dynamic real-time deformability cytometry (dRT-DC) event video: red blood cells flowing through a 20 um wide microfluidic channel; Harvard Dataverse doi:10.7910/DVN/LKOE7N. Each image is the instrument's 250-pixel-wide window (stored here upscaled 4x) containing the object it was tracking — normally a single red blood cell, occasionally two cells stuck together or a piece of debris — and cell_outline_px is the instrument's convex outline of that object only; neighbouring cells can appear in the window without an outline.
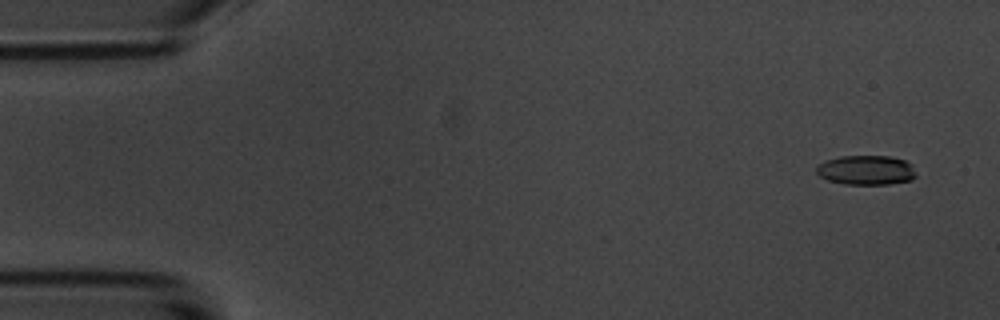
{"species": "common noctule bat (a hibernating species)", "species_latin": "Nyctalus noctula", "temperature_condition": "room temperature", "stored_images_in_passage": 56, "camera_frame_rate_fps": 3000, "um_per_image_px": 0.085, "animal": {"sex": "male", "body_mass_g": 20.1, "forearm_length_mm": 53.5}, "frame": {"image": 1, "passage_image": 3, "time_ms": 0.667, "image_size_px": [1000, 320], "cell_outline_px": [[916, 176], [912, 180], [888, 184], [844, 184], [828, 180], [820, 176], [816, 172], [816, 168], [824, 160], [840, 156], [892, 156], [904, 160], [912, 164]], "centroid_in_image_um": [73.63, 14.45], "position_along_channel_um": 11.4, "area_um2": 17.22}}
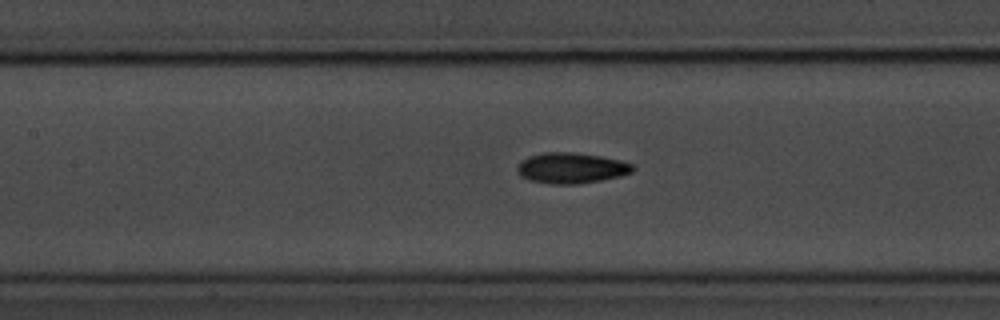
{"frame": {"image": 2, "passage_image": 25, "time_ms": 8.0, "image_size_px": [1000, 320], "cell_outline_px": [[636, 168], [632, 172], [620, 176], [600, 180], [576, 184], [552, 184], [528, 180], [520, 176], [516, 172], [516, 168], [524, 160], [532, 156], [544, 152], [572, 152], [600, 156], [620, 160], [632, 164]], "centroid_in_image_um": [48.57, 14.29], "position_along_channel_um": 158.8, "area_um2": 20.52}}
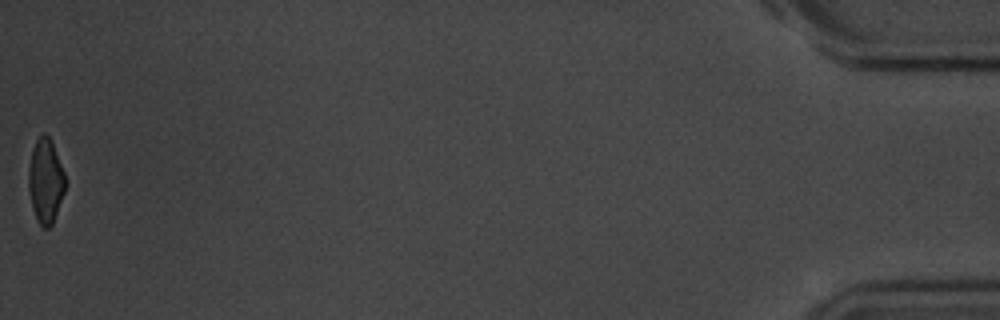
{"frame": {"image": 3, "passage_image": 56, "time_ms": 18.333, "image_size_px": [1000, 320], "cell_outline_px": [[68, 184], [52, 224], [48, 228], [44, 228], [36, 220], [32, 208], [28, 188], [28, 168], [32, 152], [36, 140], [44, 132], [52, 140], [64, 172]], "centroid_in_image_um": [3.89, 15.39], "position_along_channel_um": 431.3, "area_um2": 18.32}, "authors_computed_cell_mechanics": {"area_um2": 19.3052, "velocity_mm_per_s": 3.5972, "shape_relaxation_time_tau1_ms": 4.0441, "shape_relaxation_time_tau2_ms": 3.5564, "deformation_change_tau1": 0.1426, "deformation_change_tau2": 0.0985}}